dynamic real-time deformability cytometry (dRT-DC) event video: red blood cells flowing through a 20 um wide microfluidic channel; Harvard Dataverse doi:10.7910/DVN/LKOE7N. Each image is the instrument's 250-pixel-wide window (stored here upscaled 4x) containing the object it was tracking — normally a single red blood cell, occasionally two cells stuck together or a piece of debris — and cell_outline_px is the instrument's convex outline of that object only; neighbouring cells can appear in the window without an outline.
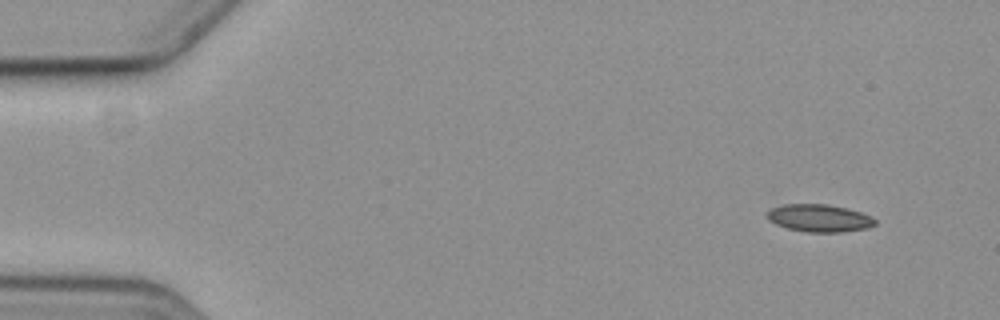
{"species": "common noctule bat (a hibernating species)", "species_latin": "Nyctalus noctula", "temperature_condition": "cold", "stored_images_in_passage": 5, "segment_of_instrument_passage": [2, 2], "camera_frame_rate_fps": 3000, "um_per_image_px": 0.085, "animal": {"sex": "female", "body_mass_g": 19.3, "forearm_length_mm": 54.1}, "frame": {"image": 1, "passage_image": 5, "time_ms": 5.667, "image_size_px": [1000, 320], "cell_outline_px": [[876, 224], [868, 228], [844, 232], [804, 232], [788, 228], [776, 224], [768, 220], [764, 216], [764, 212], [772, 208], [784, 204], [828, 204], [860, 212], [876, 220]], "centroid_in_image_um": [69.58, 18.54], "position_along_channel_um": 15.4, "area_um2": 17.4}}